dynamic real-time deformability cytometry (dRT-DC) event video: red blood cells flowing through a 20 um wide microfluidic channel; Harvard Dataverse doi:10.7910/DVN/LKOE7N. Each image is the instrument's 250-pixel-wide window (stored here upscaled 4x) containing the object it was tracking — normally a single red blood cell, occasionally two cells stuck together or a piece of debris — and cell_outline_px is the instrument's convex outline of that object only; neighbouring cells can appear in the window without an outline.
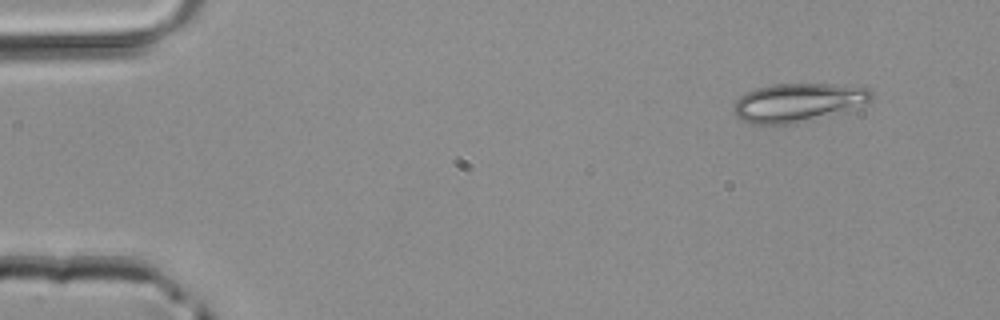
{"species": "common noctule bat (a hibernating species)", "species_latin": "Nyctalus noctula", "temperature_condition": "room temperature", "stored_images_in_passage": 3, "camera_frame_rate_fps": 3000, "um_per_image_px": 0.085, "animal": {"sex": "male", "body_mass_g": 20.4}, "frame": {"image": 1, "passage_image": 1, "time_ms": 0.0, "image_size_px": [1000, 320], "cell_outline_px": [[872, 100], [792, 124], [752, 124], [740, 120], [732, 112], [732, 104], [740, 96], [756, 88], [772, 84], [832, 84], [868, 88], [872, 92]], "centroid_in_image_um": [67.67, 8.7], "position_along_channel_um": 17.3, "area_um2": 30.11}}